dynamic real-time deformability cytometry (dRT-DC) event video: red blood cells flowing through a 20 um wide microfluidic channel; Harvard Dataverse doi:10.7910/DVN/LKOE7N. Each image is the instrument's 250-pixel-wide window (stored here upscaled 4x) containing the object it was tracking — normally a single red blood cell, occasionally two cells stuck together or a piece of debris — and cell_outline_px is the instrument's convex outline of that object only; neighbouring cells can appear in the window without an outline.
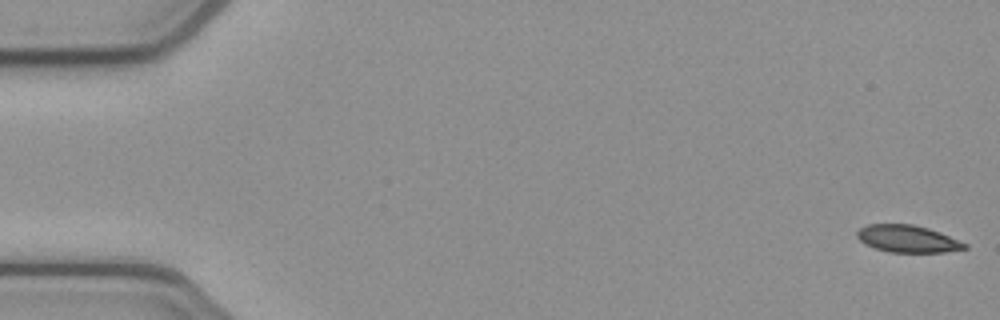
{"species": "common noctule bat (a hibernating species)", "species_latin": "Nyctalus noctula", "temperature_condition": "cold", "stored_images_in_passage": 53, "camera_frame_rate_fps": 3000, "um_per_image_px": 0.085, "animal": {"sex": "female", "body_mass_g": 21.9}, "frame": {"image": 1, "passage_image": 1, "time_ms": 0.0, "image_size_px": [1000, 320], "cell_outline_px": [[968, 248], [944, 252], [888, 252], [864, 244], [856, 236], [856, 232], [860, 228], [868, 224], [912, 224], [928, 228], [940, 232], [968, 244]], "centroid_in_image_um": [77.14, 20.29], "position_along_channel_um": 7.9, "area_um2": 17.05}}
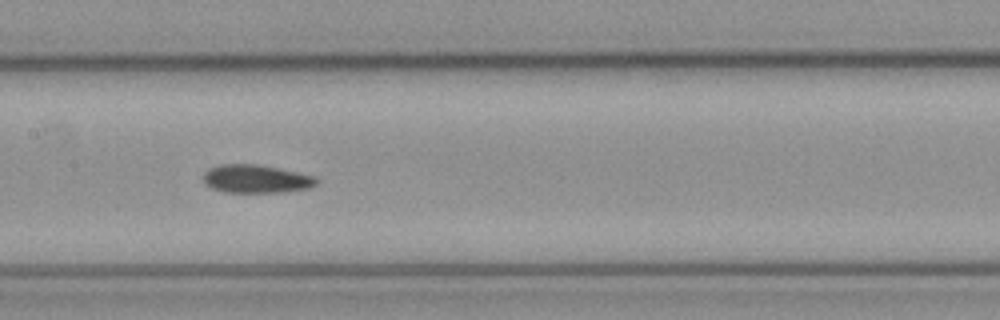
{"frame": {"image": 2, "passage_image": 26, "time_ms": 8.333, "image_size_px": [1000, 320], "cell_outline_px": [[320, 180], [316, 184], [308, 188], [284, 192], [224, 192], [212, 188], [204, 184], [204, 172], [208, 168], [220, 164], [256, 164], [316, 176]], "centroid_in_image_um": [21.76, 15.2], "position_along_channel_um": 185.6, "area_um2": 18.61}}
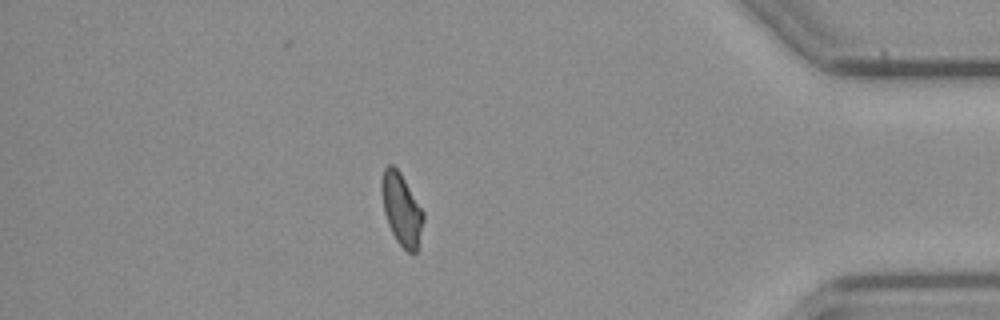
{"frame": {"image": 3, "passage_image": 46, "time_ms": 15.0, "image_size_px": [1000, 320], "cell_outline_px": [[424, 220], [416, 252], [408, 252], [396, 240], [388, 224], [384, 212], [380, 188], [380, 180], [384, 168], [388, 164], [392, 164], [400, 172], [424, 212]], "centroid_in_image_um": [34.11, 17.75], "position_along_channel_um": 401.1, "area_um2": 17.46}, "authors_computed_cell_mechanics": {"area_um2": 18.3804, "velocity_mm_per_s": 3.8587, "shape_relaxation_time_tau1_ms": 5.5246, "shape_relaxation_time_tau2_ms": 6.4319, "deformation_change_tau1": 0.1446, "deformation_change_tau2": 0.1207}}